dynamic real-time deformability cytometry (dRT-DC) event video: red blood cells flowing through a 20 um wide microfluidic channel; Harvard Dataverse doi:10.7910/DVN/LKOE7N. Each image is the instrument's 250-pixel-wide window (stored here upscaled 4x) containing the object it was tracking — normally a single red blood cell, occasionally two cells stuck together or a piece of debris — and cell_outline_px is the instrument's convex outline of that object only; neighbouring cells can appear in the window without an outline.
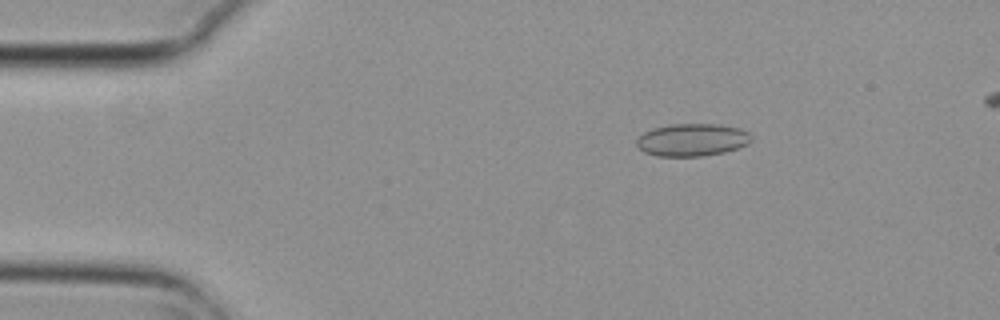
{"species": "common noctule bat (a hibernating species)", "species_latin": "Nyctalus noctula", "temperature_condition": "cold", "stored_images_in_passage": 5, "camera_frame_rate_fps": 3000, "um_per_image_px": 0.085, "animal": {"sex": "female", "body_mass_g": 29.2, "forearm_length_mm": 56.3}, "frame": {"image": 1, "passage_image": 2, "time_ms": 0.333, "image_size_px": [1000, 320], "cell_outline_px": [[752, 140], [748, 144], [724, 152], [700, 156], [656, 156], [644, 152], [636, 144], [636, 140], [644, 132], [652, 128], [668, 124], [720, 124], [740, 128], [748, 132], [752, 136]], "centroid_in_image_um": [58.83, 11.88], "position_along_channel_um": 26.2, "area_um2": 21.85}}